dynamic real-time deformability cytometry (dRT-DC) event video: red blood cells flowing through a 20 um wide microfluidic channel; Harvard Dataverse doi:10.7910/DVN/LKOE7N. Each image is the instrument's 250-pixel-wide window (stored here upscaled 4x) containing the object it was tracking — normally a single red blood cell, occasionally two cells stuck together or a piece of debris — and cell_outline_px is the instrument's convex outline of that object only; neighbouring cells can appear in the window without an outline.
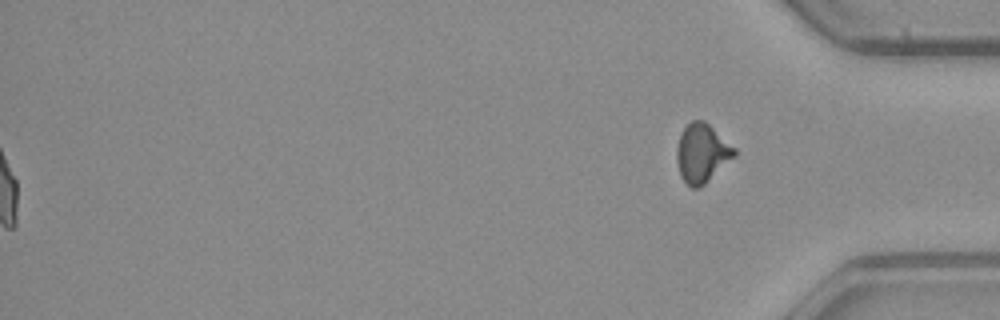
{"species": "common noctule bat (a hibernating species)", "species_latin": "Nyctalus noctula", "temperature_condition": "warm", "stored_images_in_passage": 54, "segment_of_instrument_passage": [2, 2], "camera_frame_rate_fps": 3000, "um_per_image_px": 0.085, "animal": {"sex": "male", "body_mass_g": 23.1, "forearm_length_mm": 52.7}, "frame": {"image": 1, "passage_image": 54, "time_ms": 17.667, "image_size_px": [1000, 320], "cell_outline_px": [[736, 156], [700, 188], [692, 188], [680, 176], [676, 160], [676, 148], [680, 136], [684, 128], [692, 120], [704, 120], [736, 148]], "centroid_in_image_um": [59.67, 13.03], "position_along_channel_um": 375.5, "area_um2": 19.77}}